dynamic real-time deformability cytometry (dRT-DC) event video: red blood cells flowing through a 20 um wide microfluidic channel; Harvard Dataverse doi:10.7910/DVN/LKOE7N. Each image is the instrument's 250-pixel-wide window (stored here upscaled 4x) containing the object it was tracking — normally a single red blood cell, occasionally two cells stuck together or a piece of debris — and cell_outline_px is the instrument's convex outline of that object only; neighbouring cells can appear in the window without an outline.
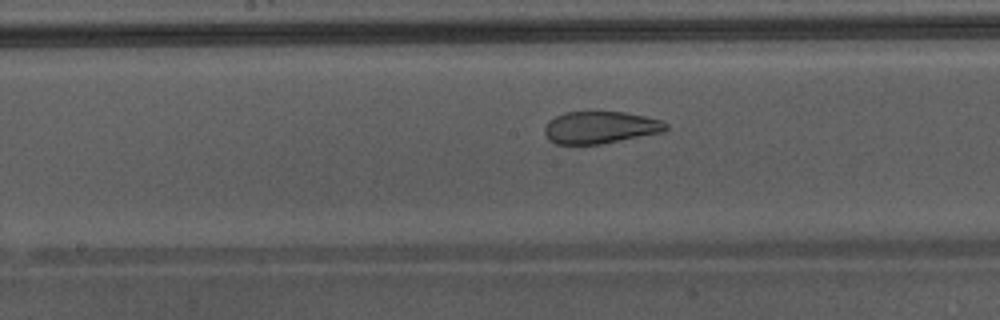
{"species": "Egyptian fruit bat (a non-hibernating species)", "species_latin": "Rousettus aegyptiacus", "temperature_condition": "warm", "stored_images_in_passage": 40, "camera_frame_rate_fps": 3000, "um_per_image_px": 0.085, "animal": {"sex": "male"}, "frame": {"image": 1, "passage_image": 18, "time_ms": 5.667, "image_size_px": [1000, 320], "cell_outline_px": [[668, 128], [664, 132], [600, 144], [556, 144], [548, 140], [544, 132], [544, 128], [548, 120], [564, 112], [624, 112], [644, 116], [660, 120], [668, 124]], "centroid_in_image_um": [51.0, 10.83], "position_along_channel_um": 197.2, "area_um2": 22.77}}
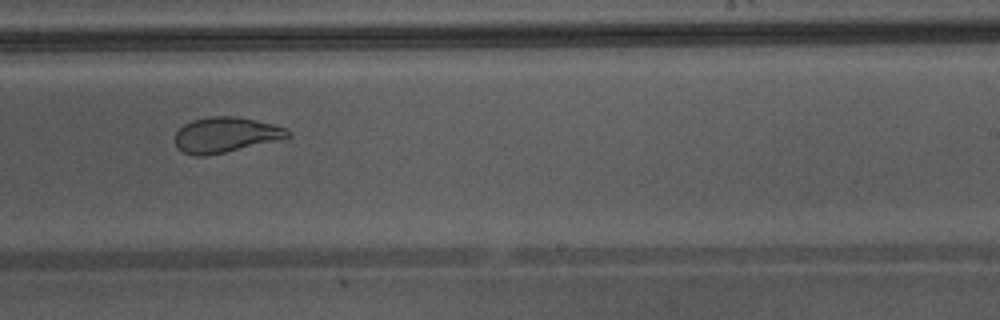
{"frame": {"image": 2, "passage_image": 23, "time_ms": 7.333, "image_size_px": [1000, 320], "cell_outline_px": [[292, 136], [276, 140], [208, 156], [196, 156], [184, 152], [176, 148], [176, 132], [184, 124], [192, 120], [208, 116], [236, 116], [272, 124], [284, 128], [292, 132]], "centroid_in_image_um": [19.15, 11.46], "position_along_channel_um": 269.9, "area_um2": 23.0}, "authors_computed_cell_mechanics": {"area_um2": 27.8307, "velocity_mm_per_s": 4.3695, "shape_relaxation_time_tau1_ms": 10.4496, "shape_relaxation_time_tau2_ms": 0.9383, "deformation_change_tau1": 0.2597, "deformation_change_tau2": 0.0718}}